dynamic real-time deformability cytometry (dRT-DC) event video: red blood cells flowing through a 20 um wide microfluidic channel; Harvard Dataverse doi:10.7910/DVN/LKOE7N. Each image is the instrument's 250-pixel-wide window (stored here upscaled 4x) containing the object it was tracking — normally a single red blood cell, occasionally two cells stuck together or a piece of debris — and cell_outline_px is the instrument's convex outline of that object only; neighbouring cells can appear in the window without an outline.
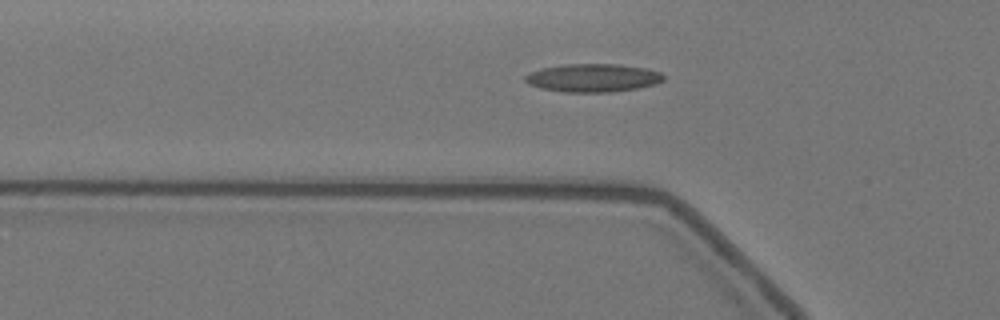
{"species": "Egyptian fruit bat (a non-hibernating species)", "species_latin": "Rousettus aegyptiacus", "temperature_condition": "warm", "stored_images_in_passage": 18, "camera_frame_rate_fps": 3000, "um_per_image_px": 0.085, "animal": {"sex": "female"}, "frame": {"image": 1, "passage_image": 9, "time_ms": 2.667, "image_size_px": [1000, 320], "cell_outline_px": [[664, 80], [656, 84], [640, 88], [612, 92], [564, 92], [544, 88], [532, 84], [528, 80], [528, 76], [536, 72], [548, 68], [572, 64], [608, 64], [640, 68], [660, 72], [664, 76]], "centroid_in_image_um": [50.55, 6.64], "position_along_channel_um": 75.2, "area_um2": 21.68}}
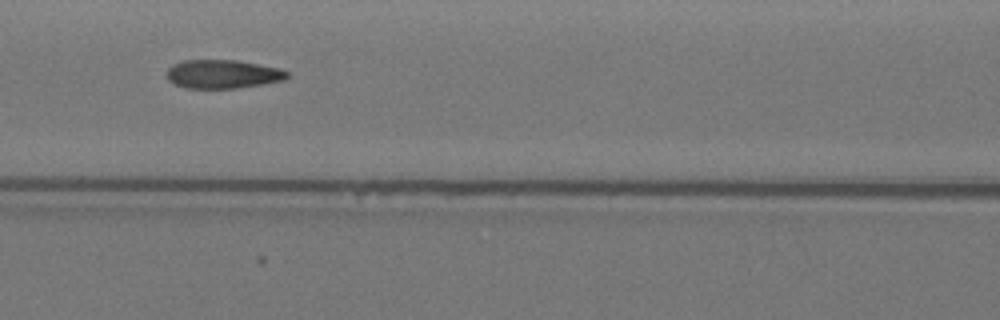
{"frame": {"image": 2, "passage_image": 15, "time_ms": 4.667, "image_size_px": [1000, 320], "cell_outline_px": [[288, 76], [284, 80], [236, 88], [184, 88], [168, 80], [168, 68], [176, 64], [188, 60], [232, 60], [272, 68], [288, 72]], "centroid_in_image_um": [18.87, 6.32], "position_along_channel_um": 147.7, "area_um2": 19.31}}
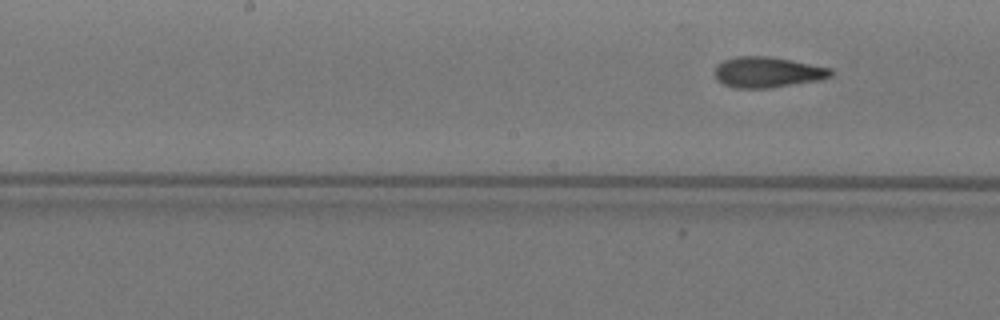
{"frame": {"image": 3, "passage_image": 18, "time_ms": 5.667, "image_size_px": [1000, 320], "cell_outline_px": [[832, 76], [816, 80], [772, 88], [736, 88], [724, 84], [716, 80], [716, 68], [724, 60], [740, 56], [764, 56], [788, 60], [828, 68], [832, 72]], "centroid_in_image_um": [65.19, 6.15], "position_along_channel_um": 183.0, "area_um2": 20.11}}